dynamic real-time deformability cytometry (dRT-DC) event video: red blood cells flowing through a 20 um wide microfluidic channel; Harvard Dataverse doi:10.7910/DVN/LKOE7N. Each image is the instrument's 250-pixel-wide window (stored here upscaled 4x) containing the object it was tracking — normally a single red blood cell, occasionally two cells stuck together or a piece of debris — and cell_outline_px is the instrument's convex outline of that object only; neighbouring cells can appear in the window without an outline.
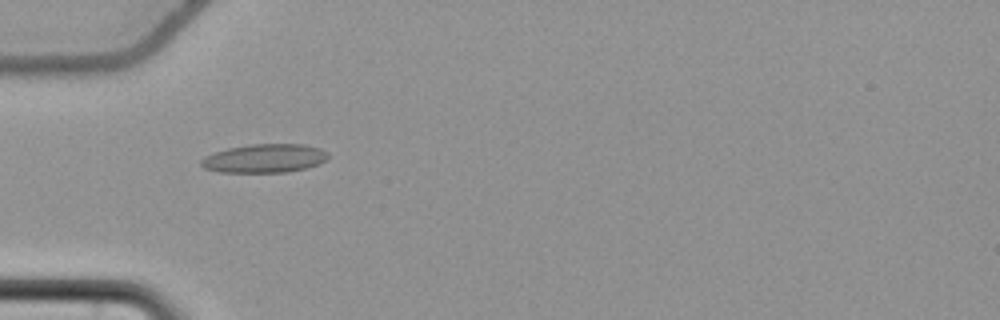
{"species": "common noctule bat (a hibernating species)", "species_latin": "Nyctalus noctula", "temperature_condition": "cold", "stored_images_in_passage": 56, "camera_frame_rate_fps": 3000, "um_per_image_px": 0.085, "animal": {"sex": "female", "body_mass_g": 22.7, "forearm_length_mm": 54.2}, "frame": {"image": 1, "passage_image": 19, "time_ms": 6.0, "image_size_px": [1000, 320], "cell_outline_px": [[328, 156], [320, 164], [288, 172], [220, 172], [204, 168], [200, 164], [200, 160], [204, 156], [228, 148], [252, 144], [304, 144], [320, 148]], "centroid_in_image_um": [22.46, 13.46], "position_along_channel_um": 62.5, "area_um2": 21.04}}
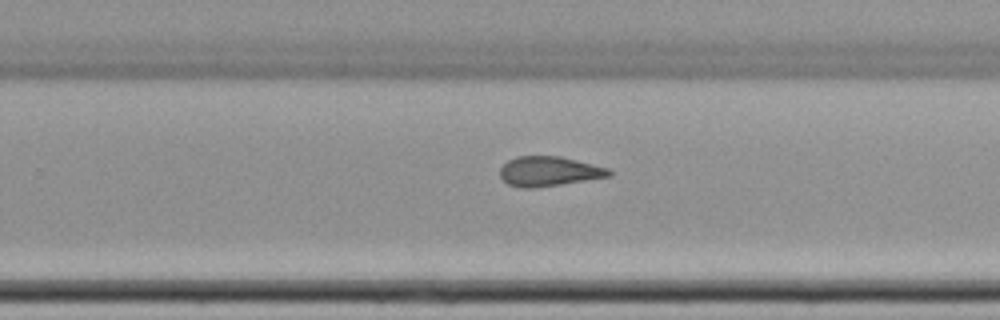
{"frame": {"image": 2, "passage_image": 37, "time_ms": 12.0, "image_size_px": [1000, 320], "cell_outline_px": [[612, 176], [536, 188], [520, 188], [508, 184], [500, 176], [500, 168], [508, 160], [516, 156], [560, 156], [608, 168], [612, 172]], "centroid_in_image_um": [46.65, 14.57], "position_along_channel_um": 283.2, "area_um2": 18.9}}
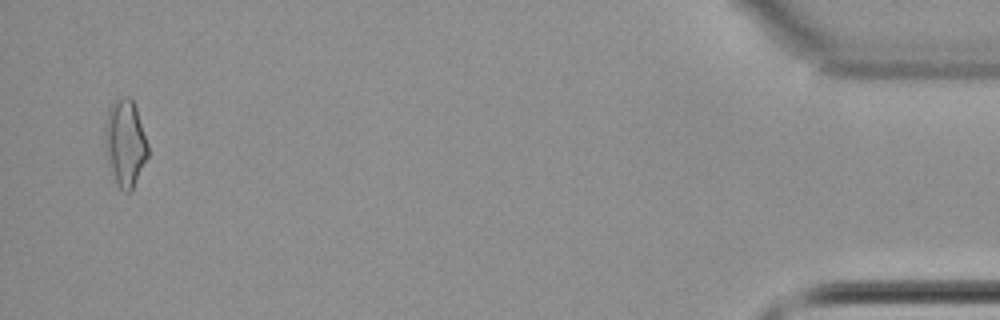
{"frame": {"image": 3, "passage_image": 55, "time_ms": 18.0, "image_size_px": [1000, 320], "cell_outline_px": [[148, 156], [132, 188], [128, 192], [124, 192], [116, 184], [108, 168], [104, 140], [104, 124], [108, 112], [112, 104], [116, 100], [124, 96], [128, 96], [132, 100], [136, 108], [148, 144]], "centroid_in_image_um": [10.61, 12.17], "position_along_channel_um": 424.6, "area_um2": 21.73}, "authors_computed_cell_mechanics": {"area_um2": 19.7965, "velocity_mm_per_s": 3.7403, "shape_relaxation_time_tau1_ms": null, "shape_relaxation_time_tau2_ms": 1.9347, "deformation_change_tau1": null, "deformation_change_tau2": 0.0913}}